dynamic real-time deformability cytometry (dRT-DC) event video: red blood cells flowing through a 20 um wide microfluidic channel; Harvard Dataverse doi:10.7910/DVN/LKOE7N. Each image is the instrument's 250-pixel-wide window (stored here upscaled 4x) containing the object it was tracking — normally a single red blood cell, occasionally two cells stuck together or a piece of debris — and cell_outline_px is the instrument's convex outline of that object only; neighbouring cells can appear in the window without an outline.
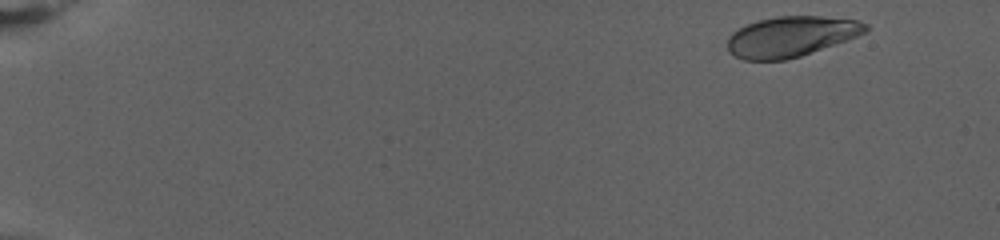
{"species": "human", "species_latin": "Homo sapiens", "temperature_condition": "warm", "stored_images_in_passage": 73, "camera_frame_rate_fps": 3000, "um_per_image_px": 0.085, "donor": {"sex": "female"}, "frame": {"image": 1, "passage_image": 4, "time_ms": 1.0, "image_size_px": [1000, 240], "cell_outline_px": [[868, 32], [800, 56], [784, 60], [744, 60], [728, 52], [728, 36], [732, 32], [756, 20], [776, 16], [820, 16], [856, 20], [868, 24]], "centroid_in_image_um": [67.22, 3.1], "position_along_channel_um": 17.8, "area_um2": 32.37}}
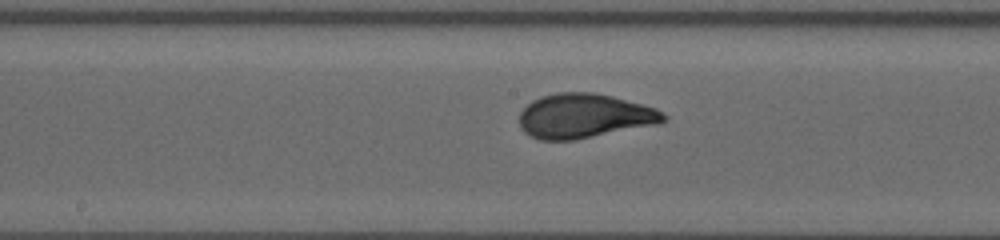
{"frame": {"image": 2, "passage_image": 40, "time_ms": 13.0, "image_size_px": [1000, 240], "cell_outline_px": [[668, 116], [660, 124], [576, 140], [540, 140], [524, 132], [520, 128], [520, 112], [532, 100], [556, 92], [592, 92], [612, 96], [656, 108]], "centroid_in_image_um": [49.68, 9.86], "position_along_channel_um": 198.5, "area_um2": 37.45}}
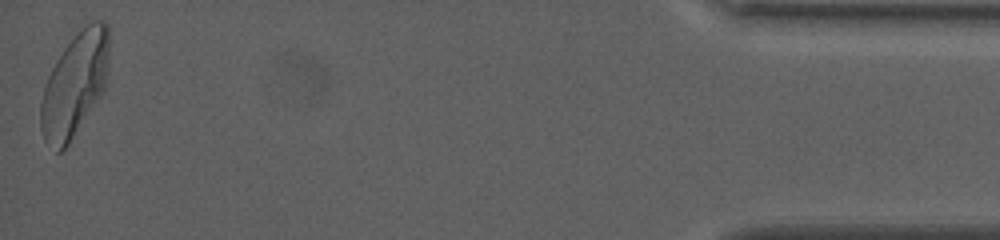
{"frame": {"image": 3, "passage_image": 73, "time_ms": 24.0, "image_size_px": [1000, 240], "cell_outline_px": [[108, 60], [104, 88], [100, 96], [68, 144], [60, 152], [56, 152], [44, 140], [40, 128], [40, 100], [48, 76], [56, 60], [64, 48], [76, 32], [92, 20], [104, 20], [108, 24]], "centroid_in_image_um": [6.33, 7.17], "position_along_channel_um": 428.9, "area_um2": 41.04}, "authors_computed_cell_mechanics": {"area_um2": 36.0672, "velocity_mm_per_s": 2.8038, "shape_relaxation_time_tau1_ms": 4.9299, "shape_relaxation_time_tau2_ms": null, "deformation_change_tau1": 0.204, "deformation_change_tau2": null}}